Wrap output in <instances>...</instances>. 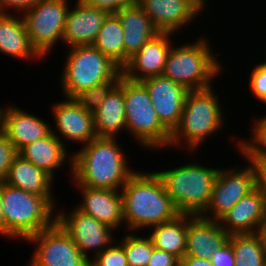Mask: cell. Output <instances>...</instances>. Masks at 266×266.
<instances>
[{
  "label": "cell",
  "instance_id": "obj_40",
  "mask_svg": "<svg viewBox=\"0 0 266 266\" xmlns=\"http://www.w3.org/2000/svg\"><path fill=\"white\" fill-rule=\"evenodd\" d=\"M179 262L174 255L154 247L147 266H176Z\"/></svg>",
  "mask_w": 266,
  "mask_h": 266
},
{
  "label": "cell",
  "instance_id": "obj_23",
  "mask_svg": "<svg viewBox=\"0 0 266 266\" xmlns=\"http://www.w3.org/2000/svg\"><path fill=\"white\" fill-rule=\"evenodd\" d=\"M0 53L24 61L44 59L31 44L23 18L14 11L0 13Z\"/></svg>",
  "mask_w": 266,
  "mask_h": 266
},
{
  "label": "cell",
  "instance_id": "obj_1",
  "mask_svg": "<svg viewBox=\"0 0 266 266\" xmlns=\"http://www.w3.org/2000/svg\"><path fill=\"white\" fill-rule=\"evenodd\" d=\"M116 138L96 137L72 153L71 180L75 186L121 190L135 172Z\"/></svg>",
  "mask_w": 266,
  "mask_h": 266
},
{
  "label": "cell",
  "instance_id": "obj_16",
  "mask_svg": "<svg viewBox=\"0 0 266 266\" xmlns=\"http://www.w3.org/2000/svg\"><path fill=\"white\" fill-rule=\"evenodd\" d=\"M75 6L67 12L62 42L69 48L92 45L109 12L83 0H76Z\"/></svg>",
  "mask_w": 266,
  "mask_h": 266
},
{
  "label": "cell",
  "instance_id": "obj_41",
  "mask_svg": "<svg viewBox=\"0 0 266 266\" xmlns=\"http://www.w3.org/2000/svg\"><path fill=\"white\" fill-rule=\"evenodd\" d=\"M182 266H213L210 259L185 256L180 260Z\"/></svg>",
  "mask_w": 266,
  "mask_h": 266
},
{
  "label": "cell",
  "instance_id": "obj_20",
  "mask_svg": "<svg viewBox=\"0 0 266 266\" xmlns=\"http://www.w3.org/2000/svg\"><path fill=\"white\" fill-rule=\"evenodd\" d=\"M81 201L77 208L114 230L124 226L122 195L120 190L77 186Z\"/></svg>",
  "mask_w": 266,
  "mask_h": 266
},
{
  "label": "cell",
  "instance_id": "obj_33",
  "mask_svg": "<svg viewBox=\"0 0 266 266\" xmlns=\"http://www.w3.org/2000/svg\"><path fill=\"white\" fill-rule=\"evenodd\" d=\"M113 242L103 252L97 254L90 262L94 266H129L124 247L117 241Z\"/></svg>",
  "mask_w": 266,
  "mask_h": 266
},
{
  "label": "cell",
  "instance_id": "obj_37",
  "mask_svg": "<svg viewBox=\"0 0 266 266\" xmlns=\"http://www.w3.org/2000/svg\"><path fill=\"white\" fill-rule=\"evenodd\" d=\"M210 261L213 266H236L231 243L227 241L221 248L215 250L210 257Z\"/></svg>",
  "mask_w": 266,
  "mask_h": 266
},
{
  "label": "cell",
  "instance_id": "obj_29",
  "mask_svg": "<svg viewBox=\"0 0 266 266\" xmlns=\"http://www.w3.org/2000/svg\"><path fill=\"white\" fill-rule=\"evenodd\" d=\"M236 266H264L266 253L259 232L231 234L228 237Z\"/></svg>",
  "mask_w": 266,
  "mask_h": 266
},
{
  "label": "cell",
  "instance_id": "obj_43",
  "mask_svg": "<svg viewBox=\"0 0 266 266\" xmlns=\"http://www.w3.org/2000/svg\"><path fill=\"white\" fill-rule=\"evenodd\" d=\"M259 234L261 236V239L264 245V250L266 253V222L261 226Z\"/></svg>",
  "mask_w": 266,
  "mask_h": 266
},
{
  "label": "cell",
  "instance_id": "obj_42",
  "mask_svg": "<svg viewBox=\"0 0 266 266\" xmlns=\"http://www.w3.org/2000/svg\"><path fill=\"white\" fill-rule=\"evenodd\" d=\"M0 235L4 236V215L2 210V195H1V181H0Z\"/></svg>",
  "mask_w": 266,
  "mask_h": 266
},
{
  "label": "cell",
  "instance_id": "obj_25",
  "mask_svg": "<svg viewBox=\"0 0 266 266\" xmlns=\"http://www.w3.org/2000/svg\"><path fill=\"white\" fill-rule=\"evenodd\" d=\"M93 115L97 137L117 138L118 133L126 131L123 75Z\"/></svg>",
  "mask_w": 266,
  "mask_h": 266
},
{
  "label": "cell",
  "instance_id": "obj_4",
  "mask_svg": "<svg viewBox=\"0 0 266 266\" xmlns=\"http://www.w3.org/2000/svg\"><path fill=\"white\" fill-rule=\"evenodd\" d=\"M213 90L212 86L188 91L181 121L171 134L169 148L172 146L176 148L179 145L181 148L182 145L184 150L186 148L187 151L195 153L203 141L224 128L223 105L219 103V96Z\"/></svg>",
  "mask_w": 266,
  "mask_h": 266
},
{
  "label": "cell",
  "instance_id": "obj_18",
  "mask_svg": "<svg viewBox=\"0 0 266 266\" xmlns=\"http://www.w3.org/2000/svg\"><path fill=\"white\" fill-rule=\"evenodd\" d=\"M172 35L176 34L159 32L146 42L122 68V75L133 81L162 75L170 49L176 44L171 43Z\"/></svg>",
  "mask_w": 266,
  "mask_h": 266
},
{
  "label": "cell",
  "instance_id": "obj_34",
  "mask_svg": "<svg viewBox=\"0 0 266 266\" xmlns=\"http://www.w3.org/2000/svg\"><path fill=\"white\" fill-rule=\"evenodd\" d=\"M254 67L248 85L254 98L266 105V62L258 63Z\"/></svg>",
  "mask_w": 266,
  "mask_h": 266
},
{
  "label": "cell",
  "instance_id": "obj_2",
  "mask_svg": "<svg viewBox=\"0 0 266 266\" xmlns=\"http://www.w3.org/2000/svg\"><path fill=\"white\" fill-rule=\"evenodd\" d=\"M120 191L123 220L129 232H138L180 215L156 171L135 170Z\"/></svg>",
  "mask_w": 266,
  "mask_h": 266
},
{
  "label": "cell",
  "instance_id": "obj_21",
  "mask_svg": "<svg viewBox=\"0 0 266 266\" xmlns=\"http://www.w3.org/2000/svg\"><path fill=\"white\" fill-rule=\"evenodd\" d=\"M228 237L219 221L187 214L185 256L210 259L212 253L228 241Z\"/></svg>",
  "mask_w": 266,
  "mask_h": 266
},
{
  "label": "cell",
  "instance_id": "obj_28",
  "mask_svg": "<svg viewBox=\"0 0 266 266\" xmlns=\"http://www.w3.org/2000/svg\"><path fill=\"white\" fill-rule=\"evenodd\" d=\"M123 34L124 30L118 16L115 13H109L92 44L121 69L124 67Z\"/></svg>",
  "mask_w": 266,
  "mask_h": 266
},
{
  "label": "cell",
  "instance_id": "obj_13",
  "mask_svg": "<svg viewBox=\"0 0 266 266\" xmlns=\"http://www.w3.org/2000/svg\"><path fill=\"white\" fill-rule=\"evenodd\" d=\"M64 99L53 104L51 111L53 112L54 124H56L55 128L57 129L53 128L51 132L65 146L68 144L63 139L77 144H88L97 137L94 129V115L83 108L75 98Z\"/></svg>",
  "mask_w": 266,
  "mask_h": 266
},
{
  "label": "cell",
  "instance_id": "obj_7",
  "mask_svg": "<svg viewBox=\"0 0 266 266\" xmlns=\"http://www.w3.org/2000/svg\"><path fill=\"white\" fill-rule=\"evenodd\" d=\"M67 53L59 80L65 98L103 82H118L122 75V69L93 45L75 46Z\"/></svg>",
  "mask_w": 266,
  "mask_h": 266
},
{
  "label": "cell",
  "instance_id": "obj_26",
  "mask_svg": "<svg viewBox=\"0 0 266 266\" xmlns=\"http://www.w3.org/2000/svg\"><path fill=\"white\" fill-rule=\"evenodd\" d=\"M54 181L51 175L25 160L19 154L15 157L6 178L3 180L12 187L23 189L38 196H53Z\"/></svg>",
  "mask_w": 266,
  "mask_h": 266
},
{
  "label": "cell",
  "instance_id": "obj_24",
  "mask_svg": "<svg viewBox=\"0 0 266 266\" xmlns=\"http://www.w3.org/2000/svg\"><path fill=\"white\" fill-rule=\"evenodd\" d=\"M67 149L62 141L51 132L48 136L26 145L18 154L56 178L54 176L56 169L57 171L62 169L65 163H69V171H72V157H70L72 154L68 157L70 151Z\"/></svg>",
  "mask_w": 266,
  "mask_h": 266
},
{
  "label": "cell",
  "instance_id": "obj_36",
  "mask_svg": "<svg viewBox=\"0 0 266 266\" xmlns=\"http://www.w3.org/2000/svg\"><path fill=\"white\" fill-rule=\"evenodd\" d=\"M255 173V186L266 197V155H243Z\"/></svg>",
  "mask_w": 266,
  "mask_h": 266
},
{
  "label": "cell",
  "instance_id": "obj_3",
  "mask_svg": "<svg viewBox=\"0 0 266 266\" xmlns=\"http://www.w3.org/2000/svg\"><path fill=\"white\" fill-rule=\"evenodd\" d=\"M5 239L25 241L56 222L54 196H38L1 181ZM55 212V213H54Z\"/></svg>",
  "mask_w": 266,
  "mask_h": 266
},
{
  "label": "cell",
  "instance_id": "obj_19",
  "mask_svg": "<svg viewBox=\"0 0 266 266\" xmlns=\"http://www.w3.org/2000/svg\"><path fill=\"white\" fill-rule=\"evenodd\" d=\"M229 234L257 233L266 222V197L255 188L242 197L219 220Z\"/></svg>",
  "mask_w": 266,
  "mask_h": 266
},
{
  "label": "cell",
  "instance_id": "obj_8",
  "mask_svg": "<svg viewBox=\"0 0 266 266\" xmlns=\"http://www.w3.org/2000/svg\"><path fill=\"white\" fill-rule=\"evenodd\" d=\"M126 130L144 149L167 148L171 133L162 125L153 108L149 92L141 81L123 76ZM164 146V147H163Z\"/></svg>",
  "mask_w": 266,
  "mask_h": 266
},
{
  "label": "cell",
  "instance_id": "obj_35",
  "mask_svg": "<svg viewBox=\"0 0 266 266\" xmlns=\"http://www.w3.org/2000/svg\"><path fill=\"white\" fill-rule=\"evenodd\" d=\"M17 155V149L0 130V181L6 178L9 168Z\"/></svg>",
  "mask_w": 266,
  "mask_h": 266
},
{
  "label": "cell",
  "instance_id": "obj_14",
  "mask_svg": "<svg viewBox=\"0 0 266 266\" xmlns=\"http://www.w3.org/2000/svg\"><path fill=\"white\" fill-rule=\"evenodd\" d=\"M147 88L153 108L162 125L172 134L178 127L188 89L162 75L141 81Z\"/></svg>",
  "mask_w": 266,
  "mask_h": 266
},
{
  "label": "cell",
  "instance_id": "obj_9",
  "mask_svg": "<svg viewBox=\"0 0 266 266\" xmlns=\"http://www.w3.org/2000/svg\"><path fill=\"white\" fill-rule=\"evenodd\" d=\"M70 0H40L20 14L31 44L47 57L57 42L62 41Z\"/></svg>",
  "mask_w": 266,
  "mask_h": 266
},
{
  "label": "cell",
  "instance_id": "obj_31",
  "mask_svg": "<svg viewBox=\"0 0 266 266\" xmlns=\"http://www.w3.org/2000/svg\"><path fill=\"white\" fill-rule=\"evenodd\" d=\"M260 118V119H259ZM255 120L252 137L249 140L238 139L236 146L242 155H266V115Z\"/></svg>",
  "mask_w": 266,
  "mask_h": 266
},
{
  "label": "cell",
  "instance_id": "obj_5",
  "mask_svg": "<svg viewBox=\"0 0 266 266\" xmlns=\"http://www.w3.org/2000/svg\"><path fill=\"white\" fill-rule=\"evenodd\" d=\"M208 40L201 36L192 43L182 46L178 44V47L172 45L162 76L182 85L189 91L212 87V79L218 78L223 65L213 54Z\"/></svg>",
  "mask_w": 266,
  "mask_h": 266
},
{
  "label": "cell",
  "instance_id": "obj_15",
  "mask_svg": "<svg viewBox=\"0 0 266 266\" xmlns=\"http://www.w3.org/2000/svg\"><path fill=\"white\" fill-rule=\"evenodd\" d=\"M138 5L158 32L171 34L185 29L205 10L196 0H140Z\"/></svg>",
  "mask_w": 266,
  "mask_h": 266
},
{
  "label": "cell",
  "instance_id": "obj_12",
  "mask_svg": "<svg viewBox=\"0 0 266 266\" xmlns=\"http://www.w3.org/2000/svg\"><path fill=\"white\" fill-rule=\"evenodd\" d=\"M238 168V166H233V168L230 166V169L219 168L210 201L200 216L218 221L242 197L256 188L252 166L248 164L243 168Z\"/></svg>",
  "mask_w": 266,
  "mask_h": 266
},
{
  "label": "cell",
  "instance_id": "obj_45",
  "mask_svg": "<svg viewBox=\"0 0 266 266\" xmlns=\"http://www.w3.org/2000/svg\"><path fill=\"white\" fill-rule=\"evenodd\" d=\"M88 266H94L91 262H89Z\"/></svg>",
  "mask_w": 266,
  "mask_h": 266
},
{
  "label": "cell",
  "instance_id": "obj_6",
  "mask_svg": "<svg viewBox=\"0 0 266 266\" xmlns=\"http://www.w3.org/2000/svg\"><path fill=\"white\" fill-rule=\"evenodd\" d=\"M219 169L189 162L182 166L157 171L180 214L201 215L211 198Z\"/></svg>",
  "mask_w": 266,
  "mask_h": 266
},
{
  "label": "cell",
  "instance_id": "obj_32",
  "mask_svg": "<svg viewBox=\"0 0 266 266\" xmlns=\"http://www.w3.org/2000/svg\"><path fill=\"white\" fill-rule=\"evenodd\" d=\"M117 83L118 82H103L95 85L88 90L82 91L75 97V100L88 112L93 114Z\"/></svg>",
  "mask_w": 266,
  "mask_h": 266
},
{
  "label": "cell",
  "instance_id": "obj_38",
  "mask_svg": "<svg viewBox=\"0 0 266 266\" xmlns=\"http://www.w3.org/2000/svg\"><path fill=\"white\" fill-rule=\"evenodd\" d=\"M88 5L115 13L123 7L138 5L140 0H83Z\"/></svg>",
  "mask_w": 266,
  "mask_h": 266
},
{
  "label": "cell",
  "instance_id": "obj_17",
  "mask_svg": "<svg viewBox=\"0 0 266 266\" xmlns=\"http://www.w3.org/2000/svg\"><path fill=\"white\" fill-rule=\"evenodd\" d=\"M1 131L19 152L26 145L44 138L51 133V124L16 105L1 108Z\"/></svg>",
  "mask_w": 266,
  "mask_h": 266
},
{
  "label": "cell",
  "instance_id": "obj_10",
  "mask_svg": "<svg viewBox=\"0 0 266 266\" xmlns=\"http://www.w3.org/2000/svg\"><path fill=\"white\" fill-rule=\"evenodd\" d=\"M26 242L36 246L28 266H88L90 262L57 222Z\"/></svg>",
  "mask_w": 266,
  "mask_h": 266
},
{
  "label": "cell",
  "instance_id": "obj_27",
  "mask_svg": "<svg viewBox=\"0 0 266 266\" xmlns=\"http://www.w3.org/2000/svg\"><path fill=\"white\" fill-rule=\"evenodd\" d=\"M148 233L155 248L170 253L181 260L186 253L187 214H180L175 219L154 225Z\"/></svg>",
  "mask_w": 266,
  "mask_h": 266
},
{
  "label": "cell",
  "instance_id": "obj_22",
  "mask_svg": "<svg viewBox=\"0 0 266 266\" xmlns=\"http://www.w3.org/2000/svg\"><path fill=\"white\" fill-rule=\"evenodd\" d=\"M115 14L124 30V66L141 47L159 32L152 24L150 17L139 5L123 7Z\"/></svg>",
  "mask_w": 266,
  "mask_h": 266
},
{
  "label": "cell",
  "instance_id": "obj_39",
  "mask_svg": "<svg viewBox=\"0 0 266 266\" xmlns=\"http://www.w3.org/2000/svg\"><path fill=\"white\" fill-rule=\"evenodd\" d=\"M39 1L40 0H0V13H10L9 11L11 9L13 11L14 9L18 14H22Z\"/></svg>",
  "mask_w": 266,
  "mask_h": 266
},
{
  "label": "cell",
  "instance_id": "obj_44",
  "mask_svg": "<svg viewBox=\"0 0 266 266\" xmlns=\"http://www.w3.org/2000/svg\"><path fill=\"white\" fill-rule=\"evenodd\" d=\"M203 8H206V0H196Z\"/></svg>",
  "mask_w": 266,
  "mask_h": 266
},
{
  "label": "cell",
  "instance_id": "obj_11",
  "mask_svg": "<svg viewBox=\"0 0 266 266\" xmlns=\"http://www.w3.org/2000/svg\"><path fill=\"white\" fill-rule=\"evenodd\" d=\"M69 211L71 212L66 213L63 209L59 212L57 210L56 222L87 259L91 260L115 242L114 229L80 211L76 206ZM91 253L93 256L89 257Z\"/></svg>",
  "mask_w": 266,
  "mask_h": 266
},
{
  "label": "cell",
  "instance_id": "obj_30",
  "mask_svg": "<svg viewBox=\"0 0 266 266\" xmlns=\"http://www.w3.org/2000/svg\"><path fill=\"white\" fill-rule=\"evenodd\" d=\"M134 233L130 232L127 235H123V239L119 240V243L124 247L129 266H147L154 245L148 236L139 237V235L137 236Z\"/></svg>",
  "mask_w": 266,
  "mask_h": 266
}]
</instances>
